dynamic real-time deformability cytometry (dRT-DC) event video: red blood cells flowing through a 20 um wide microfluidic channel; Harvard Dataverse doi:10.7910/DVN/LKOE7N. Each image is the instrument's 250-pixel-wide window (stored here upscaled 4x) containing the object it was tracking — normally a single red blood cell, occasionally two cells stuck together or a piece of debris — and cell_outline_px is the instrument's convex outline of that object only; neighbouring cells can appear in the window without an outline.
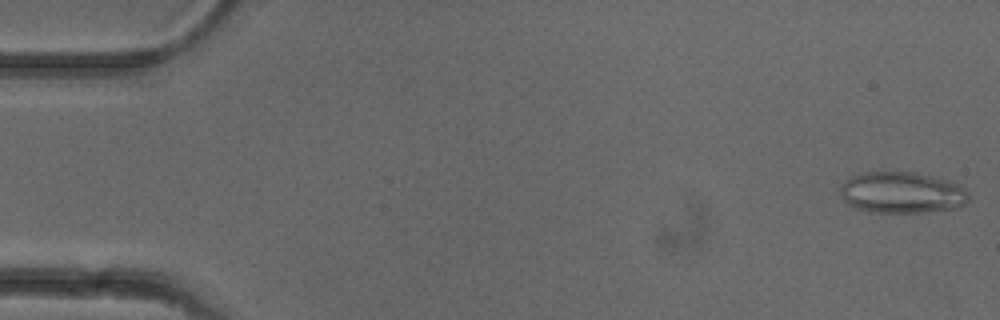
{"species": "common noctule bat (a hibernating species)", "species_latin": "Nyctalus noctula", "temperature_condition": "cold", "stored_images_in_passage": 51, "camera_frame_rate_fps": 3000, "um_per_image_px": 0.085, "animal": {"sex": "female"}, "frame": {"image": 1, "passage_image": 1, "time_ms": 0.0, "image_size_px": [1000, 320], "cell_outline_px": [[968, 200], [964, 204], [956, 208], [924, 212], [872, 212], [856, 208], [848, 204], [844, 200], [840, 192], [840, 188], [844, 180], [852, 176], [864, 172], [912, 172], [960, 184], [968, 192]], "centroid_in_image_um": [76.64, 16.37], "position_along_channel_um": 8.4, "area_um2": 30.69}}
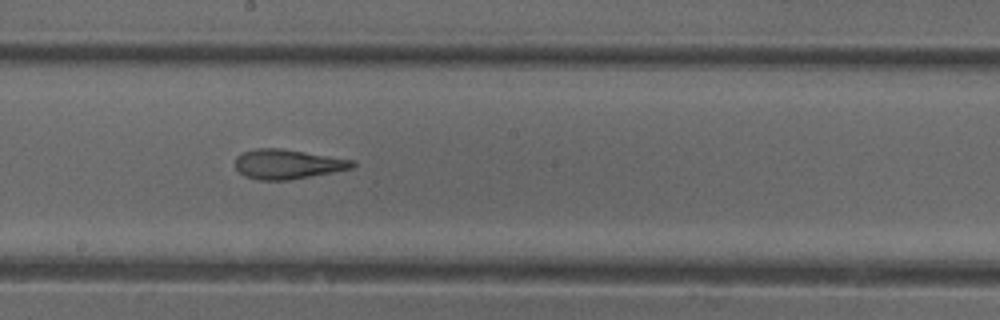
{"frame": {"image": 2, "passage_image": 28, "time_ms": 9.0, "image_size_px": [1000, 320], "cell_outline_px": [[356, 164], [352, 168], [332, 172], [288, 180], [260, 180], [244, 176], [236, 168], [236, 156], [244, 152], [256, 148], [280, 148], [356, 160]], "centroid_in_image_um": [24.45, 13.95], "position_along_channel_um": 223.7, "area_um2": 20.11}}
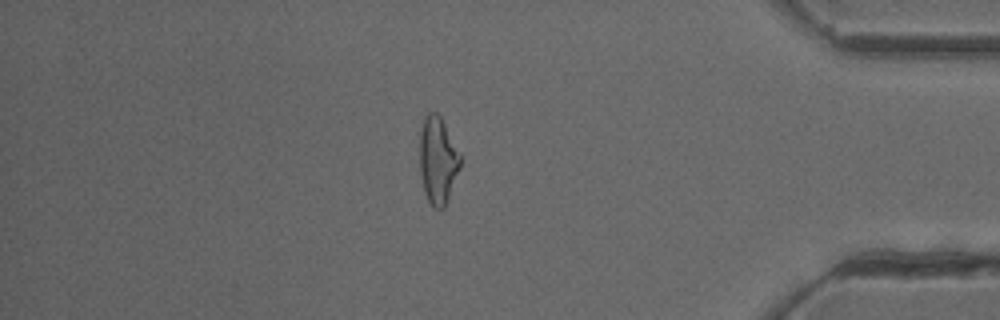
{"frame": {"image": 3, "passage_image": 44, "time_ms": 14.333, "image_size_px": [1000, 320], "cell_outline_px": [[460, 168], [444, 208], [440, 212], [432, 208], [424, 192], [420, 176], [420, 132], [424, 116], [428, 112], [436, 112], [440, 116], [460, 152]], "centroid_in_image_um": [37.2, 13.66], "position_along_channel_um": 398.0, "area_um2": 20.81}, "authors_computed_cell_mechanics": {"area_um2": 21.5016, "velocity_mm_per_s": 3.9616, "shape_relaxation_time_tau1_ms": null, "shape_relaxation_time_tau2_ms": 2.4025, "deformation_change_tau1": null, "deformation_change_tau2": 0.1286}}